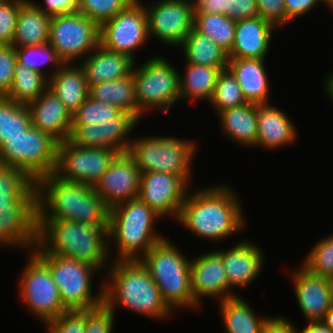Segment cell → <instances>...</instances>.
I'll return each mask as SVG.
<instances>
[{
    "label": "cell",
    "mask_w": 333,
    "mask_h": 333,
    "mask_svg": "<svg viewBox=\"0 0 333 333\" xmlns=\"http://www.w3.org/2000/svg\"><path fill=\"white\" fill-rule=\"evenodd\" d=\"M298 329L289 317L278 315L268 319L262 333H299Z\"/></svg>",
    "instance_id": "53"
},
{
    "label": "cell",
    "mask_w": 333,
    "mask_h": 333,
    "mask_svg": "<svg viewBox=\"0 0 333 333\" xmlns=\"http://www.w3.org/2000/svg\"><path fill=\"white\" fill-rule=\"evenodd\" d=\"M47 333H85L86 309L66 310L56 319L44 323Z\"/></svg>",
    "instance_id": "44"
},
{
    "label": "cell",
    "mask_w": 333,
    "mask_h": 333,
    "mask_svg": "<svg viewBox=\"0 0 333 333\" xmlns=\"http://www.w3.org/2000/svg\"><path fill=\"white\" fill-rule=\"evenodd\" d=\"M180 48L187 63L218 67L221 70L227 68L228 53L194 28L186 36Z\"/></svg>",
    "instance_id": "33"
},
{
    "label": "cell",
    "mask_w": 333,
    "mask_h": 333,
    "mask_svg": "<svg viewBox=\"0 0 333 333\" xmlns=\"http://www.w3.org/2000/svg\"><path fill=\"white\" fill-rule=\"evenodd\" d=\"M50 23L51 16L38 8L32 0H24L19 7L12 45L21 48L47 43Z\"/></svg>",
    "instance_id": "29"
},
{
    "label": "cell",
    "mask_w": 333,
    "mask_h": 333,
    "mask_svg": "<svg viewBox=\"0 0 333 333\" xmlns=\"http://www.w3.org/2000/svg\"><path fill=\"white\" fill-rule=\"evenodd\" d=\"M191 258V289L195 302L201 307L205 299L220 302L238 296L229 284L221 256L213 249ZM236 292V293H235Z\"/></svg>",
    "instance_id": "17"
},
{
    "label": "cell",
    "mask_w": 333,
    "mask_h": 333,
    "mask_svg": "<svg viewBox=\"0 0 333 333\" xmlns=\"http://www.w3.org/2000/svg\"><path fill=\"white\" fill-rule=\"evenodd\" d=\"M169 238H164L139 260L160 290L166 305L176 309L199 310L191 289V258Z\"/></svg>",
    "instance_id": "6"
},
{
    "label": "cell",
    "mask_w": 333,
    "mask_h": 333,
    "mask_svg": "<svg viewBox=\"0 0 333 333\" xmlns=\"http://www.w3.org/2000/svg\"><path fill=\"white\" fill-rule=\"evenodd\" d=\"M149 38H156L167 47H180L194 26L193 0H155L144 3Z\"/></svg>",
    "instance_id": "15"
},
{
    "label": "cell",
    "mask_w": 333,
    "mask_h": 333,
    "mask_svg": "<svg viewBox=\"0 0 333 333\" xmlns=\"http://www.w3.org/2000/svg\"><path fill=\"white\" fill-rule=\"evenodd\" d=\"M322 4H324V6L328 7L329 10L333 9V0H320Z\"/></svg>",
    "instance_id": "58"
},
{
    "label": "cell",
    "mask_w": 333,
    "mask_h": 333,
    "mask_svg": "<svg viewBox=\"0 0 333 333\" xmlns=\"http://www.w3.org/2000/svg\"><path fill=\"white\" fill-rule=\"evenodd\" d=\"M119 154L111 148L77 146L67 139L58 143L55 174L94 187Z\"/></svg>",
    "instance_id": "14"
},
{
    "label": "cell",
    "mask_w": 333,
    "mask_h": 333,
    "mask_svg": "<svg viewBox=\"0 0 333 333\" xmlns=\"http://www.w3.org/2000/svg\"><path fill=\"white\" fill-rule=\"evenodd\" d=\"M37 226L38 244L32 250L34 253L74 258L97 267L101 272L111 265L109 227L56 219H37Z\"/></svg>",
    "instance_id": "3"
},
{
    "label": "cell",
    "mask_w": 333,
    "mask_h": 333,
    "mask_svg": "<svg viewBox=\"0 0 333 333\" xmlns=\"http://www.w3.org/2000/svg\"><path fill=\"white\" fill-rule=\"evenodd\" d=\"M49 79L40 72L16 62L13 83L5 96L16 103L28 104L48 89Z\"/></svg>",
    "instance_id": "35"
},
{
    "label": "cell",
    "mask_w": 333,
    "mask_h": 333,
    "mask_svg": "<svg viewBox=\"0 0 333 333\" xmlns=\"http://www.w3.org/2000/svg\"><path fill=\"white\" fill-rule=\"evenodd\" d=\"M116 313L105 303L86 309L85 333H112Z\"/></svg>",
    "instance_id": "45"
},
{
    "label": "cell",
    "mask_w": 333,
    "mask_h": 333,
    "mask_svg": "<svg viewBox=\"0 0 333 333\" xmlns=\"http://www.w3.org/2000/svg\"><path fill=\"white\" fill-rule=\"evenodd\" d=\"M189 187L179 175L149 171L141 173L138 197L162 220L169 216L176 222Z\"/></svg>",
    "instance_id": "16"
},
{
    "label": "cell",
    "mask_w": 333,
    "mask_h": 333,
    "mask_svg": "<svg viewBox=\"0 0 333 333\" xmlns=\"http://www.w3.org/2000/svg\"><path fill=\"white\" fill-rule=\"evenodd\" d=\"M121 110L108 103L96 101L90 96L72 114V125H102Z\"/></svg>",
    "instance_id": "42"
},
{
    "label": "cell",
    "mask_w": 333,
    "mask_h": 333,
    "mask_svg": "<svg viewBox=\"0 0 333 333\" xmlns=\"http://www.w3.org/2000/svg\"><path fill=\"white\" fill-rule=\"evenodd\" d=\"M292 120L275 104H258L257 147L274 151L296 143L299 133Z\"/></svg>",
    "instance_id": "24"
},
{
    "label": "cell",
    "mask_w": 333,
    "mask_h": 333,
    "mask_svg": "<svg viewBox=\"0 0 333 333\" xmlns=\"http://www.w3.org/2000/svg\"><path fill=\"white\" fill-rule=\"evenodd\" d=\"M21 199H37L36 182L26 172L0 162V209L14 207Z\"/></svg>",
    "instance_id": "34"
},
{
    "label": "cell",
    "mask_w": 333,
    "mask_h": 333,
    "mask_svg": "<svg viewBox=\"0 0 333 333\" xmlns=\"http://www.w3.org/2000/svg\"><path fill=\"white\" fill-rule=\"evenodd\" d=\"M289 269L297 306L305 321H322L333 303V280L311 273L302 264Z\"/></svg>",
    "instance_id": "18"
},
{
    "label": "cell",
    "mask_w": 333,
    "mask_h": 333,
    "mask_svg": "<svg viewBox=\"0 0 333 333\" xmlns=\"http://www.w3.org/2000/svg\"><path fill=\"white\" fill-rule=\"evenodd\" d=\"M16 62V48L0 45V96H6L12 87Z\"/></svg>",
    "instance_id": "48"
},
{
    "label": "cell",
    "mask_w": 333,
    "mask_h": 333,
    "mask_svg": "<svg viewBox=\"0 0 333 333\" xmlns=\"http://www.w3.org/2000/svg\"><path fill=\"white\" fill-rule=\"evenodd\" d=\"M166 56L153 55L133 67L137 111L146 118L150 111L168 114L180 104V72ZM176 103V104H175ZM153 108H155L153 110ZM151 109V110H150Z\"/></svg>",
    "instance_id": "8"
},
{
    "label": "cell",
    "mask_w": 333,
    "mask_h": 333,
    "mask_svg": "<svg viewBox=\"0 0 333 333\" xmlns=\"http://www.w3.org/2000/svg\"><path fill=\"white\" fill-rule=\"evenodd\" d=\"M195 13L226 15L227 0H193Z\"/></svg>",
    "instance_id": "54"
},
{
    "label": "cell",
    "mask_w": 333,
    "mask_h": 333,
    "mask_svg": "<svg viewBox=\"0 0 333 333\" xmlns=\"http://www.w3.org/2000/svg\"><path fill=\"white\" fill-rule=\"evenodd\" d=\"M226 16L234 21L259 16L256 0H227Z\"/></svg>",
    "instance_id": "50"
},
{
    "label": "cell",
    "mask_w": 333,
    "mask_h": 333,
    "mask_svg": "<svg viewBox=\"0 0 333 333\" xmlns=\"http://www.w3.org/2000/svg\"><path fill=\"white\" fill-rule=\"evenodd\" d=\"M31 126V116L26 104L0 96V147L8 138L22 135Z\"/></svg>",
    "instance_id": "37"
},
{
    "label": "cell",
    "mask_w": 333,
    "mask_h": 333,
    "mask_svg": "<svg viewBox=\"0 0 333 333\" xmlns=\"http://www.w3.org/2000/svg\"><path fill=\"white\" fill-rule=\"evenodd\" d=\"M299 333H333L322 321L306 322Z\"/></svg>",
    "instance_id": "55"
},
{
    "label": "cell",
    "mask_w": 333,
    "mask_h": 333,
    "mask_svg": "<svg viewBox=\"0 0 333 333\" xmlns=\"http://www.w3.org/2000/svg\"><path fill=\"white\" fill-rule=\"evenodd\" d=\"M0 244L5 249L24 251H32L36 247L37 199H21L14 207L0 209Z\"/></svg>",
    "instance_id": "19"
},
{
    "label": "cell",
    "mask_w": 333,
    "mask_h": 333,
    "mask_svg": "<svg viewBox=\"0 0 333 333\" xmlns=\"http://www.w3.org/2000/svg\"><path fill=\"white\" fill-rule=\"evenodd\" d=\"M36 191L37 219L109 227L110 208L93 186L66 181L53 173L36 181Z\"/></svg>",
    "instance_id": "2"
},
{
    "label": "cell",
    "mask_w": 333,
    "mask_h": 333,
    "mask_svg": "<svg viewBox=\"0 0 333 333\" xmlns=\"http://www.w3.org/2000/svg\"><path fill=\"white\" fill-rule=\"evenodd\" d=\"M196 140L173 136L133 137L127 150L141 173L154 171L179 175L188 185L192 181V162Z\"/></svg>",
    "instance_id": "7"
},
{
    "label": "cell",
    "mask_w": 333,
    "mask_h": 333,
    "mask_svg": "<svg viewBox=\"0 0 333 333\" xmlns=\"http://www.w3.org/2000/svg\"><path fill=\"white\" fill-rule=\"evenodd\" d=\"M104 281V302L114 311L123 308L166 321L173 311L163 301L160 290L139 260L112 261ZM120 306V307H119Z\"/></svg>",
    "instance_id": "4"
},
{
    "label": "cell",
    "mask_w": 333,
    "mask_h": 333,
    "mask_svg": "<svg viewBox=\"0 0 333 333\" xmlns=\"http://www.w3.org/2000/svg\"><path fill=\"white\" fill-rule=\"evenodd\" d=\"M35 5L49 16L76 12L79 0H43L41 4L32 0Z\"/></svg>",
    "instance_id": "52"
},
{
    "label": "cell",
    "mask_w": 333,
    "mask_h": 333,
    "mask_svg": "<svg viewBox=\"0 0 333 333\" xmlns=\"http://www.w3.org/2000/svg\"><path fill=\"white\" fill-rule=\"evenodd\" d=\"M218 306L225 333H262L271 317L258 315L240 295L220 301Z\"/></svg>",
    "instance_id": "30"
},
{
    "label": "cell",
    "mask_w": 333,
    "mask_h": 333,
    "mask_svg": "<svg viewBox=\"0 0 333 333\" xmlns=\"http://www.w3.org/2000/svg\"><path fill=\"white\" fill-rule=\"evenodd\" d=\"M24 0H9L0 4V45H12L19 7Z\"/></svg>",
    "instance_id": "46"
},
{
    "label": "cell",
    "mask_w": 333,
    "mask_h": 333,
    "mask_svg": "<svg viewBox=\"0 0 333 333\" xmlns=\"http://www.w3.org/2000/svg\"><path fill=\"white\" fill-rule=\"evenodd\" d=\"M196 189L188 191L175 223L194 236L214 243L246 230V213L241 198L231 185L216 183Z\"/></svg>",
    "instance_id": "1"
},
{
    "label": "cell",
    "mask_w": 333,
    "mask_h": 333,
    "mask_svg": "<svg viewBox=\"0 0 333 333\" xmlns=\"http://www.w3.org/2000/svg\"><path fill=\"white\" fill-rule=\"evenodd\" d=\"M28 253L29 259L17 277L18 296L26 310L44 324L68 309L63 305L59 289L47 265L33 251Z\"/></svg>",
    "instance_id": "11"
},
{
    "label": "cell",
    "mask_w": 333,
    "mask_h": 333,
    "mask_svg": "<svg viewBox=\"0 0 333 333\" xmlns=\"http://www.w3.org/2000/svg\"><path fill=\"white\" fill-rule=\"evenodd\" d=\"M79 64L85 71L86 81L90 87L130 75L135 61L126 54L110 51L99 44Z\"/></svg>",
    "instance_id": "26"
},
{
    "label": "cell",
    "mask_w": 333,
    "mask_h": 333,
    "mask_svg": "<svg viewBox=\"0 0 333 333\" xmlns=\"http://www.w3.org/2000/svg\"><path fill=\"white\" fill-rule=\"evenodd\" d=\"M285 1V11H286V25L289 22H294L292 20L300 18L301 16L307 15L309 11L316 6H320V0H284Z\"/></svg>",
    "instance_id": "51"
},
{
    "label": "cell",
    "mask_w": 333,
    "mask_h": 333,
    "mask_svg": "<svg viewBox=\"0 0 333 333\" xmlns=\"http://www.w3.org/2000/svg\"><path fill=\"white\" fill-rule=\"evenodd\" d=\"M16 57L19 63L25 64L28 69L42 73L48 79L64 64L48 42L16 48ZM46 65L50 66L48 68L50 72L44 69Z\"/></svg>",
    "instance_id": "38"
},
{
    "label": "cell",
    "mask_w": 333,
    "mask_h": 333,
    "mask_svg": "<svg viewBox=\"0 0 333 333\" xmlns=\"http://www.w3.org/2000/svg\"><path fill=\"white\" fill-rule=\"evenodd\" d=\"M89 96L96 101L108 103L121 111L131 113L139 122L143 121V116L137 111L133 72L119 80L90 86Z\"/></svg>",
    "instance_id": "32"
},
{
    "label": "cell",
    "mask_w": 333,
    "mask_h": 333,
    "mask_svg": "<svg viewBox=\"0 0 333 333\" xmlns=\"http://www.w3.org/2000/svg\"><path fill=\"white\" fill-rule=\"evenodd\" d=\"M259 16L278 30L286 27V11L284 0H256Z\"/></svg>",
    "instance_id": "49"
},
{
    "label": "cell",
    "mask_w": 333,
    "mask_h": 333,
    "mask_svg": "<svg viewBox=\"0 0 333 333\" xmlns=\"http://www.w3.org/2000/svg\"><path fill=\"white\" fill-rule=\"evenodd\" d=\"M27 107L33 127L51 135L58 142L68 139L72 114L50 89L28 103Z\"/></svg>",
    "instance_id": "22"
},
{
    "label": "cell",
    "mask_w": 333,
    "mask_h": 333,
    "mask_svg": "<svg viewBox=\"0 0 333 333\" xmlns=\"http://www.w3.org/2000/svg\"><path fill=\"white\" fill-rule=\"evenodd\" d=\"M142 0H135L126 9L100 26L99 44L104 48L126 54L137 62L140 48L149 38L147 13Z\"/></svg>",
    "instance_id": "13"
},
{
    "label": "cell",
    "mask_w": 333,
    "mask_h": 333,
    "mask_svg": "<svg viewBox=\"0 0 333 333\" xmlns=\"http://www.w3.org/2000/svg\"><path fill=\"white\" fill-rule=\"evenodd\" d=\"M35 254L49 268L63 305L68 310L88 309L104 302V281L98 285L100 289L97 288L98 293L95 295L92 286L94 276L102 273L97 267L62 255Z\"/></svg>",
    "instance_id": "9"
},
{
    "label": "cell",
    "mask_w": 333,
    "mask_h": 333,
    "mask_svg": "<svg viewBox=\"0 0 333 333\" xmlns=\"http://www.w3.org/2000/svg\"><path fill=\"white\" fill-rule=\"evenodd\" d=\"M186 64V65H185ZM180 73V98L182 102L210 101L219 73L218 67L197 65L185 62Z\"/></svg>",
    "instance_id": "31"
},
{
    "label": "cell",
    "mask_w": 333,
    "mask_h": 333,
    "mask_svg": "<svg viewBox=\"0 0 333 333\" xmlns=\"http://www.w3.org/2000/svg\"><path fill=\"white\" fill-rule=\"evenodd\" d=\"M278 29L260 16L236 21L228 58L267 59L272 35Z\"/></svg>",
    "instance_id": "23"
},
{
    "label": "cell",
    "mask_w": 333,
    "mask_h": 333,
    "mask_svg": "<svg viewBox=\"0 0 333 333\" xmlns=\"http://www.w3.org/2000/svg\"><path fill=\"white\" fill-rule=\"evenodd\" d=\"M135 0H79L77 11L99 27Z\"/></svg>",
    "instance_id": "43"
},
{
    "label": "cell",
    "mask_w": 333,
    "mask_h": 333,
    "mask_svg": "<svg viewBox=\"0 0 333 333\" xmlns=\"http://www.w3.org/2000/svg\"><path fill=\"white\" fill-rule=\"evenodd\" d=\"M140 179L141 172L135 161L127 152L120 153L95 184L94 189L111 209L138 197Z\"/></svg>",
    "instance_id": "20"
},
{
    "label": "cell",
    "mask_w": 333,
    "mask_h": 333,
    "mask_svg": "<svg viewBox=\"0 0 333 333\" xmlns=\"http://www.w3.org/2000/svg\"><path fill=\"white\" fill-rule=\"evenodd\" d=\"M99 33L93 20L76 11L51 17L48 43L63 63H79L99 45Z\"/></svg>",
    "instance_id": "12"
},
{
    "label": "cell",
    "mask_w": 333,
    "mask_h": 333,
    "mask_svg": "<svg viewBox=\"0 0 333 333\" xmlns=\"http://www.w3.org/2000/svg\"><path fill=\"white\" fill-rule=\"evenodd\" d=\"M68 140L81 147H104V131L101 125H72Z\"/></svg>",
    "instance_id": "47"
},
{
    "label": "cell",
    "mask_w": 333,
    "mask_h": 333,
    "mask_svg": "<svg viewBox=\"0 0 333 333\" xmlns=\"http://www.w3.org/2000/svg\"><path fill=\"white\" fill-rule=\"evenodd\" d=\"M217 117L221 131L229 138L228 140L236 142L243 148L257 147L258 104L248 102L221 111Z\"/></svg>",
    "instance_id": "27"
},
{
    "label": "cell",
    "mask_w": 333,
    "mask_h": 333,
    "mask_svg": "<svg viewBox=\"0 0 333 333\" xmlns=\"http://www.w3.org/2000/svg\"><path fill=\"white\" fill-rule=\"evenodd\" d=\"M216 116L226 109L238 107L248 103L241 92V87L232 73L226 68L222 70L217 78L213 95L208 102Z\"/></svg>",
    "instance_id": "40"
},
{
    "label": "cell",
    "mask_w": 333,
    "mask_h": 333,
    "mask_svg": "<svg viewBox=\"0 0 333 333\" xmlns=\"http://www.w3.org/2000/svg\"><path fill=\"white\" fill-rule=\"evenodd\" d=\"M7 1H9V0H0V4L5 3Z\"/></svg>",
    "instance_id": "59"
},
{
    "label": "cell",
    "mask_w": 333,
    "mask_h": 333,
    "mask_svg": "<svg viewBox=\"0 0 333 333\" xmlns=\"http://www.w3.org/2000/svg\"><path fill=\"white\" fill-rule=\"evenodd\" d=\"M48 89L64 103L71 114L84 103L90 91L85 71L79 63H64L49 78Z\"/></svg>",
    "instance_id": "28"
},
{
    "label": "cell",
    "mask_w": 333,
    "mask_h": 333,
    "mask_svg": "<svg viewBox=\"0 0 333 333\" xmlns=\"http://www.w3.org/2000/svg\"><path fill=\"white\" fill-rule=\"evenodd\" d=\"M139 121L131 114L120 111L116 116L103 123L104 148H111L120 153L127 152L131 140V132L139 126Z\"/></svg>",
    "instance_id": "39"
},
{
    "label": "cell",
    "mask_w": 333,
    "mask_h": 333,
    "mask_svg": "<svg viewBox=\"0 0 333 333\" xmlns=\"http://www.w3.org/2000/svg\"><path fill=\"white\" fill-rule=\"evenodd\" d=\"M161 218L139 197L111 208L108 228L111 260H140L150 248L166 238L155 230V221Z\"/></svg>",
    "instance_id": "5"
},
{
    "label": "cell",
    "mask_w": 333,
    "mask_h": 333,
    "mask_svg": "<svg viewBox=\"0 0 333 333\" xmlns=\"http://www.w3.org/2000/svg\"><path fill=\"white\" fill-rule=\"evenodd\" d=\"M266 59L229 58L227 69L238 81L241 92L249 103H272L269 98L270 82L266 68Z\"/></svg>",
    "instance_id": "25"
},
{
    "label": "cell",
    "mask_w": 333,
    "mask_h": 333,
    "mask_svg": "<svg viewBox=\"0 0 333 333\" xmlns=\"http://www.w3.org/2000/svg\"><path fill=\"white\" fill-rule=\"evenodd\" d=\"M323 91L327 93L328 99L333 102V73H329L328 76L324 78Z\"/></svg>",
    "instance_id": "56"
},
{
    "label": "cell",
    "mask_w": 333,
    "mask_h": 333,
    "mask_svg": "<svg viewBox=\"0 0 333 333\" xmlns=\"http://www.w3.org/2000/svg\"><path fill=\"white\" fill-rule=\"evenodd\" d=\"M236 21L223 14L195 13L193 28L210 38L227 53L231 51Z\"/></svg>",
    "instance_id": "36"
},
{
    "label": "cell",
    "mask_w": 333,
    "mask_h": 333,
    "mask_svg": "<svg viewBox=\"0 0 333 333\" xmlns=\"http://www.w3.org/2000/svg\"><path fill=\"white\" fill-rule=\"evenodd\" d=\"M322 322L333 331V303L325 313Z\"/></svg>",
    "instance_id": "57"
},
{
    "label": "cell",
    "mask_w": 333,
    "mask_h": 333,
    "mask_svg": "<svg viewBox=\"0 0 333 333\" xmlns=\"http://www.w3.org/2000/svg\"><path fill=\"white\" fill-rule=\"evenodd\" d=\"M303 259L302 265L311 273L333 280V234L318 240Z\"/></svg>",
    "instance_id": "41"
},
{
    "label": "cell",
    "mask_w": 333,
    "mask_h": 333,
    "mask_svg": "<svg viewBox=\"0 0 333 333\" xmlns=\"http://www.w3.org/2000/svg\"><path fill=\"white\" fill-rule=\"evenodd\" d=\"M258 243L244 238L230 248L215 250L220 256L228 279L234 289L248 288L262 275L265 252Z\"/></svg>",
    "instance_id": "21"
},
{
    "label": "cell",
    "mask_w": 333,
    "mask_h": 333,
    "mask_svg": "<svg viewBox=\"0 0 333 333\" xmlns=\"http://www.w3.org/2000/svg\"><path fill=\"white\" fill-rule=\"evenodd\" d=\"M58 143L51 135L31 126L0 147V162L26 172L36 182L55 173Z\"/></svg>",
    "instance_id": "10"
}]
</instances>
